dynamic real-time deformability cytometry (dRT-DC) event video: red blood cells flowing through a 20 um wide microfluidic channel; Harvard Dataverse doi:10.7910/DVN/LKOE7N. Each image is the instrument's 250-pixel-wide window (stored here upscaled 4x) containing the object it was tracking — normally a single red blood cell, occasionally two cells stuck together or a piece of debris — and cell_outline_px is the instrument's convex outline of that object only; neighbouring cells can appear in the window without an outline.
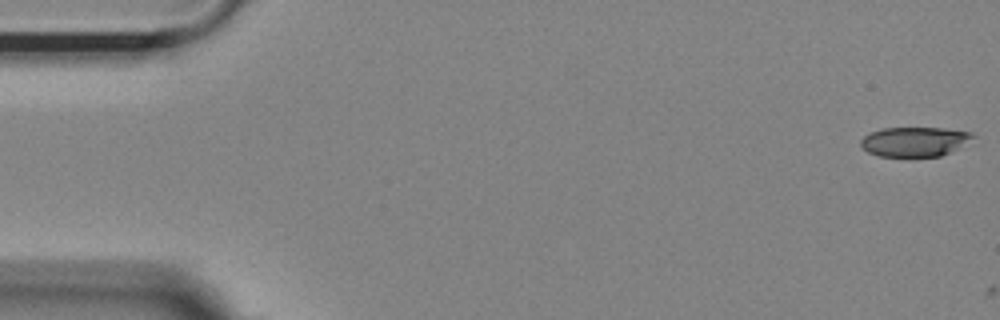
{"species": "Egyptian fruit bat (a non-hibernating species)", "species_latin": "Rousettus aegyptiacus", "temperature_condition": "room temperature", "stored_images_in_passage": 5, "camera_frame_rate_fps": 3000, "um_per_image_px": 0.085, "animal": {"sex": "female"}, "frame": {"image": 1, "passage_image": 1, "time_ms": 0.0, "image_size_px": [1000, 320], "cell_outline_px": [[976, 136], [956, 148], [940, 156], [880, 156], [868, 152], [860, 144], [860, 140], [864, 136], [872, 132], [884, 128], [940, 128], [972, 132]], "centroid_in_image_um": [77.71, 12.03], "position_along_channel_um": 7.3, "area_um2": 18.9}}